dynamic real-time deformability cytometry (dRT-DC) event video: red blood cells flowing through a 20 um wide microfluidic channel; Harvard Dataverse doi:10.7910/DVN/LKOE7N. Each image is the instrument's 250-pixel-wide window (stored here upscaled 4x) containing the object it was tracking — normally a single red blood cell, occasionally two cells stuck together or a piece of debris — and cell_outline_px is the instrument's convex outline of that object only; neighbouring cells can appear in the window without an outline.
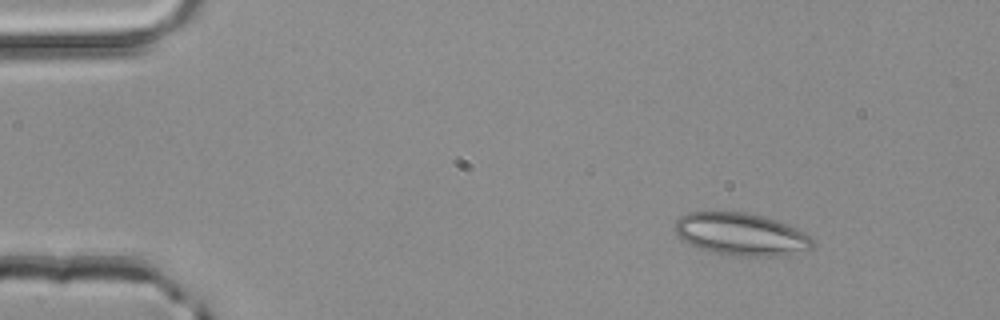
{"species": "common noctule bat (a hibernating species)", "species_latin": "Nyctalus noctula", "temperature_condition": "room temperature", "stored_images_in_passage": 4, "camera_frame_rate_fps": 3000, "um_per_image_px": 0.085, "animal": {"sex": "male", "body_mass_g": 20.4}, "frame": {"image": 1, "passage_image": 2, "time_ms": 0.333, "image_size_px": [1000, 320], "cell_outline_px": [[816, 244], [812, 248], [772, 256], [736, 256], [712, 252], [700, 248], [684, 240], [672, 228], [676, 220], [680, 216], [688, 212], [748, 212], [764, 216], [788, 224], [812, 236]], "centroid_in_image_um": [62.99, 19.89], "position_along_channel_um": 22.0, "area_um2": 33.99}}